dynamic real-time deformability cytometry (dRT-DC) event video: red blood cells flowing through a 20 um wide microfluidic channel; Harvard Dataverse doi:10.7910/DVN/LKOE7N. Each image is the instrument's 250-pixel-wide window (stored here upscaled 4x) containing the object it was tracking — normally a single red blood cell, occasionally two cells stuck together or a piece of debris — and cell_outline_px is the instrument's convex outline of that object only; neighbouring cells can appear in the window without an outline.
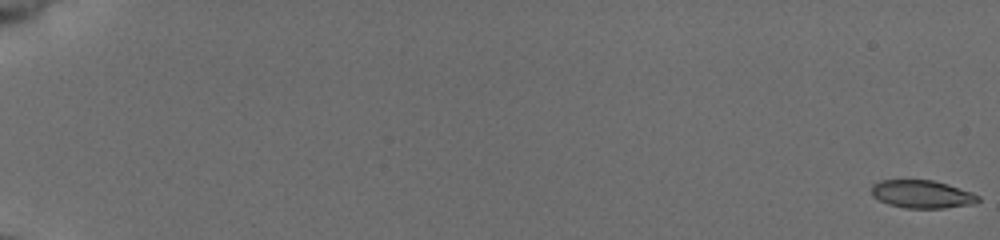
{"species": "common noctule bat (a hibernating species)", "species_latin": "Nyctalus noctula", "temperature_condition": "cold", "stored_images_in_passage": 56, "camera_frame_rate_fps": 3000, "um_per_image_px": 0.085, "animal": {"sex": "female", "body_mass_g": 19.5, "forearm_length_mm": 54.1}, "frame": {"image": 1, "passage_image": 1, "time_ms": 0.0, "image_size_px": [1000, 240], "cell_outline_px": [[980, 200], [976, 204], [944, 208], [904, 208], [888, 204], [872, 196], [872, 184], [880, 180], [932, 180], [948, 184], [972, 192], [980, 196]], "centroid_in_image_um": [78.4, 16.51], "position_along_channel_um": 6.6, "area_um2": 17.51}}
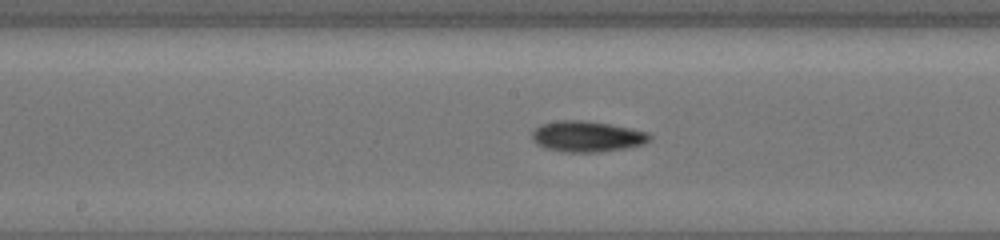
{"frame": {"image": 2, "passage_image": 32, "time_ms": 10.333, "image_size_px": [1000, 240], "cell_outline_px": [[652, 140], [644, 144], [624, 148], [600, 152], [560, 152], [544, 148], [536, 144], [532, 140], [532, 132], [540, 124], [560, 120], [584, 120], [632, 128], [648, 132], [652, 136]], "centroid_in_image_um": [49.89, 11.6], "position_along_channel_um": 198.3, "area_um2": 21.39}}
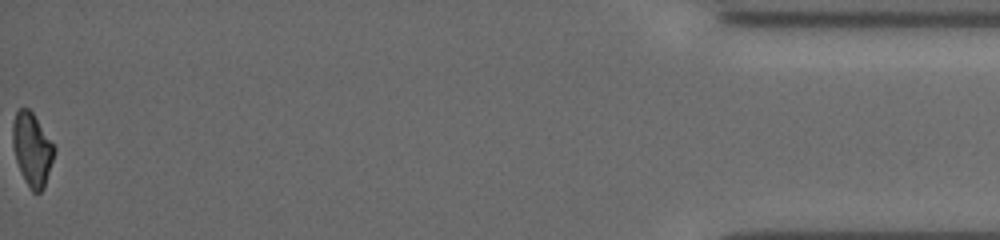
{"frame": {"image": 3, "passage_image": 56, "time_ms": 18.333, "image_size_px": [1000, 240], "cell_outline_px": [[56, 148], [44, 188], [40, 192], [32, 192], [24, 180], [20, 172], [16, 160], [12, 144], [12, 124], [16, 112], [20, 108], [28, 108], [32, 112]], "centroid_in_image_um": [2.71, 12.7], "position_along_channel_um": 432.5, "area_um2": 17.63}, "authors_computed_cell_mechanics": {"area_um2": 18.6405, "velocity_mm_per_s": 3.9268, "shape_relaxation_time_tau1_ms": 4.3544, "shape_relaxation_time_tau2_ms": null, "deformation_change_tau1": 0.1202, "deformation_change_tau2": null}}